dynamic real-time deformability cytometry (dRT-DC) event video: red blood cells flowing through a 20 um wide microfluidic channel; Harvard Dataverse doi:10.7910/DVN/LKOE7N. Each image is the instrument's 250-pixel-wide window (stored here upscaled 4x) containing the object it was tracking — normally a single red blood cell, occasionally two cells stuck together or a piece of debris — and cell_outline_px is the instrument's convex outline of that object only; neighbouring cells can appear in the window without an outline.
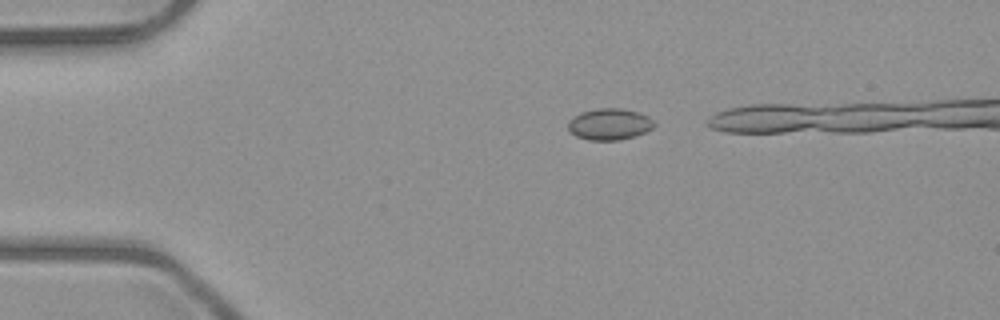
{"species": "common noctule bat (a hibernating species)", "species_latin": "Nyctalus noctula", "temperature_condition": "room temperature", "stored_images_in_passage": 6, "camera_frame_rate_fps": 3000, "um_per_image_px": 0.085, "animal": {"sex": "male", "body_mass_g": 23.1, "forearm_length_mm": 52.7}, "frame": {"image": 1, "passage_image": 6, "time_ms": 6.0, "image_size_px": [1000, 320], "cell_outline_px": [[656, 124], [652, 128], [636, 136], [620, 140], [588, 140], [576, 136], [568, 128], [568, 120], [572, 116], [580, 112], [596, 108], [620, 108], [636, 112], [648, 116]], "centroid_in_image_um": [51.78, 10.55], "position_along_channel_um": 33.2, "area_um2": 15.84}}